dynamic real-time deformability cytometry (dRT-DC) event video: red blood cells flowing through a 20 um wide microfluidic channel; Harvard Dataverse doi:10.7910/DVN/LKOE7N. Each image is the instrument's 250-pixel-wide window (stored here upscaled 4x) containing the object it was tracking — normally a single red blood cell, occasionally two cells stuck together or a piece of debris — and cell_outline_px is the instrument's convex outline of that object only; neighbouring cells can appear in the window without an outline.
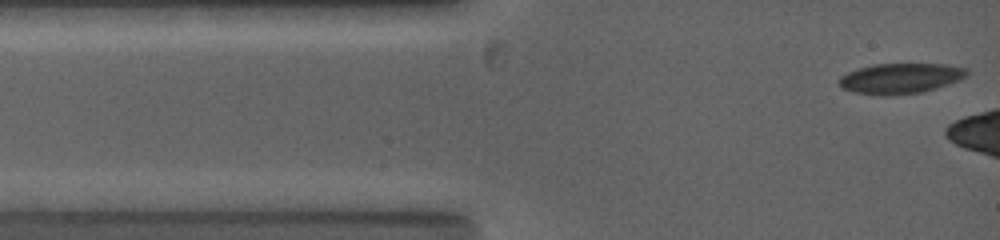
{"species": "common noctule bat (a hibernating species)", "species_latin": "Nyctalus noctula", "temperature_condition": "warm", "stored_images_in_passage": 7, "camera_frame_rate_fps": 5000, "um_per_image_px": 0.085, "animal": {"sex": "female", "body_mass_g": 19.0, "forearm_length_mm": 53.3}, "frame": {"image": 1, "passage_image": 1, "time_ms": 0.0, "image_size_px": [1000, 240], "cell_outline_px": [[968, 72], [960, 80], [936, 88], [920, 92], [880, 96], [852, 92], [840, 88], [836, 80], [840, 76], [848, 72], [872, 64], [948, 64], [968, 68]], "centroid_in_image_um": [76.49, 6.66], "position_along_channel_um": 8.5, "area_um2": 22.77}}